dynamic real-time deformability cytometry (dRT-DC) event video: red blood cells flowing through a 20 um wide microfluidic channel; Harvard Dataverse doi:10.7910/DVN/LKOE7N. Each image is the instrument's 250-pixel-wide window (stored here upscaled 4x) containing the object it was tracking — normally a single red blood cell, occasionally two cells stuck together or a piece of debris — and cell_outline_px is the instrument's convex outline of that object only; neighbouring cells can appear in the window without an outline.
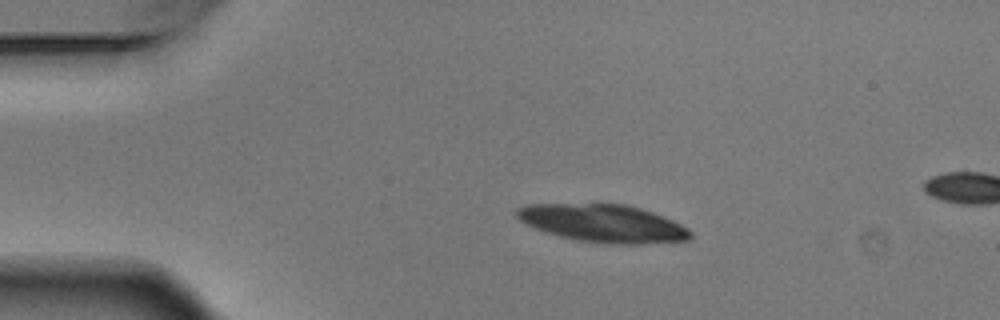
{"species": "Egyptian fruit bat (a non-hibernating species)", "species_latin": "Rousettus aegyptiacus", "temperature_condition": "warm", "stored_images_in_passage": 6, "segment_of_instrument_passage": [1, 2], "camera_frame_rate_fps": 3000, "um_per_image_px": 0.085, "animal": {"sex": "male"}, "frame": {"image": 1, "passage_image": 4, "time_ms": 1.0, "image_size_px": [1000, 320], "cell_outline_px": [[692, 236], [688, 240], [640, 244], [604, 244], [576, 240], [544, 232], [520, 220], [516, 216], [516, 208], [528, 204], [624, 204], [640, 208], [652, 212], [672, 220], [688, 228], [692, 232]], "centroid_in_image_um": [51.27, 18.99], "position_along_channel_um": 33.7, "area_um2": 38.15}}